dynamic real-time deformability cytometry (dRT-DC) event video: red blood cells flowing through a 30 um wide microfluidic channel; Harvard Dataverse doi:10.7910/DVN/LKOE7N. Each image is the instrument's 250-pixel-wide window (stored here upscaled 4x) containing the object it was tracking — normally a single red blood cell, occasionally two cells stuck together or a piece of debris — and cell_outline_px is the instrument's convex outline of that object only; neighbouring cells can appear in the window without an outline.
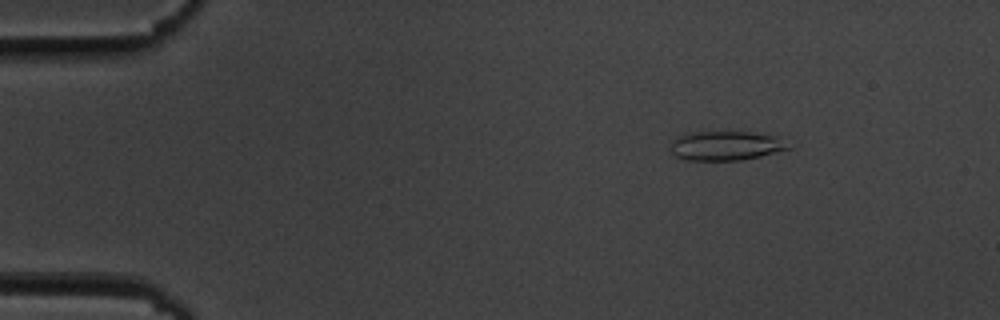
{"species": "common noctule bat (a hibernating species)", "species_latin": "Nyctalus noctula", "temperature_condition": "cold", "stored_images_in_passage": 13, "camera_frame_rate_fps": 3000, "um_per_image_px": 0.085, "animal": {"sex": "male", "body_mass_g": 19.5, "forearm_length_mm": 54.6}, "frame": {"image": 1, "passage_image": 6, "time_ms": 1.667, "image_size_px": [1000, 320], "cell_outline_px": [[792, 148], [760, 156], [740, 160], [684, 160], [676, 156], [672, 152], [672, 140], [676, 136], [688, 132], [752, 132], [776, 136]], "centroid_in_image_um": [61.66, 12.38], "position_along_channel_um": 23.3, "area_um2": 20.0}}